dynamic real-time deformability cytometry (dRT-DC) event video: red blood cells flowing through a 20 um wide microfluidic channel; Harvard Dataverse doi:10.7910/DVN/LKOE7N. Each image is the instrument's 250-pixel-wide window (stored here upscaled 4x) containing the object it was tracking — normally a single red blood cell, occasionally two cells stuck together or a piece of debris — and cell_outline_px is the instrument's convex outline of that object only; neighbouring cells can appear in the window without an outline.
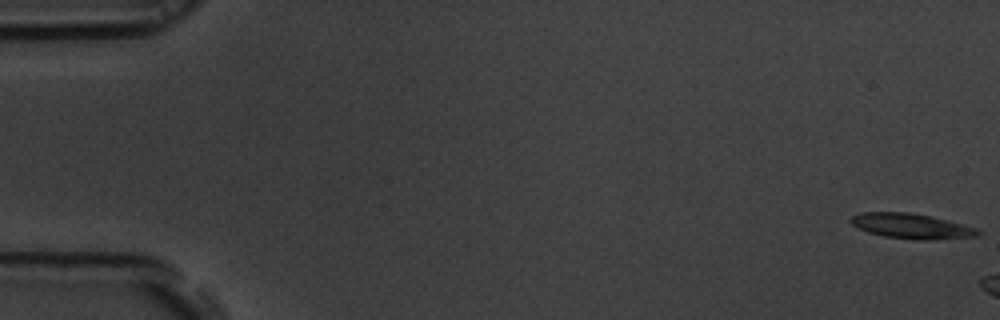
{"species": "common noctule bat (a hibernating species)", "species_latin": "Nyctalus noctula", "temperature_condition": "room temperature", "stored_images_in_passage": 7, "camera_frame_rate_fps": 3000, "um_per_image_px": 0.085, "animal": {"sex": "male", "body_mass_g": 19.5, "forearm_length_mm": 54.6}, "frame": {"image": 1, "passage_image": 1, "time_ms": 0.0, "image_size_px": [1000, 320], "cell_outline_px": [[980, 232], [976, 236], [928, 240], [916, 240], [884, 236], [868, 232], [856, 228], [848, 220], [852, 216], [860, 212], [908, 212], [932, 216], [976, 228]], "centroid_in_image_um": [77.4, 19.21], "position_along_channel_um": 7.6, "area_um2": 18.55}}